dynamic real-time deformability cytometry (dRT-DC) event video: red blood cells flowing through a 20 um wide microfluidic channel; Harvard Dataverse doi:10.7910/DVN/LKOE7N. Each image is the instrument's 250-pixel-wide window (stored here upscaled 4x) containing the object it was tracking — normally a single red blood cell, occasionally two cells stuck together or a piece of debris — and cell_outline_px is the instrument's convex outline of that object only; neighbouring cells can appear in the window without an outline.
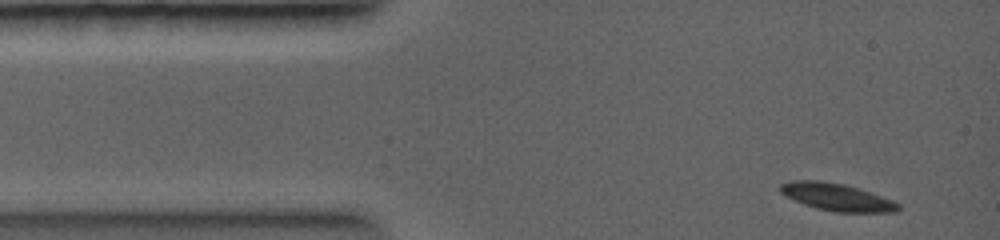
{"species": "common noctule bat (a hibernating species)", "species_latin": "Nyctalus noctula", "temperature_condition": "warm", "stored_images_in_passage": 38, "camera_frame_rate_fps": 5000, "um_per_image_px": 0.085, "animal": {"sex": "female", "body_mass_g": 19.0, "forearm_length_mm": 56.7}, "frame": {"image": 1, "passage_image": 1, "time_ms": 0.0, "image_size_px": [1000, 240], "cell_outline_px": [[900, 208], [896, 212], [836, 212], [816, 208], [804, 204], [780, 192], [780, 184], [792, 180], [820, 180], [844, 184], [860, 188], [892, 200], [900, 204]], "centroid_in_image_um": [71.15, 16.74], "position_along_channel_um": 13.8, "area_um2": 18.73}}
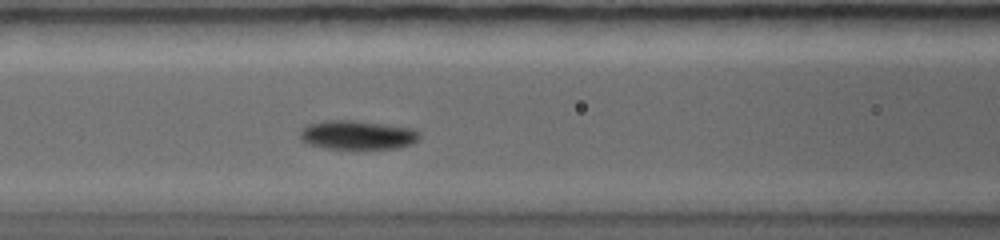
{"frame": {"image": 2, "passage_image": 15, "time_ms": 3.6, "image_size_px": [1000, 240], "cell_outline_px": [[420, 136], [412, 144], [400, 148], [352, 152], [328, 148], [308, 144], [300, 140], [300, 128], [308, 124], [324, 120], [356, 120], [416, 128], [420, 132]], "centroid_in_image_um": [30.4, 11.51], "position_along_channel_um": 136.2, "area_um2": 21.44}}
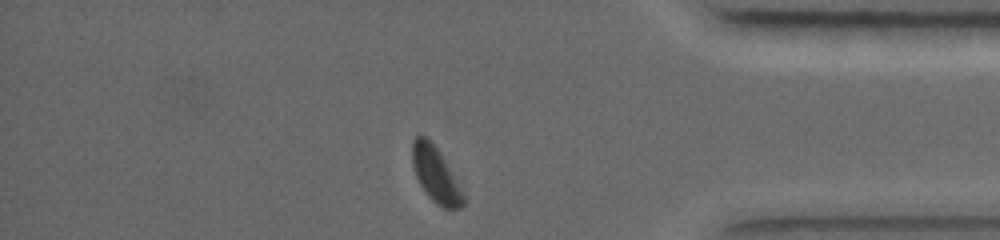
{"frame": {"image": 3, "passage_image": 37, "time_ms": 9.2, "image_size_px": [1000, 240], "cell_outline_px": [[464, 204], [460, 208], [444, 208], [436, 204], [428, 196], [420, 184], [416, 176], [412, 164], [412, 140], [416, 136], [428, 136], [440, 152], [464, 196]], "centroid_in_image_um": [36.99, 14.81], "position_along_channel_um": 398.2, "area_um2": 16.13}}